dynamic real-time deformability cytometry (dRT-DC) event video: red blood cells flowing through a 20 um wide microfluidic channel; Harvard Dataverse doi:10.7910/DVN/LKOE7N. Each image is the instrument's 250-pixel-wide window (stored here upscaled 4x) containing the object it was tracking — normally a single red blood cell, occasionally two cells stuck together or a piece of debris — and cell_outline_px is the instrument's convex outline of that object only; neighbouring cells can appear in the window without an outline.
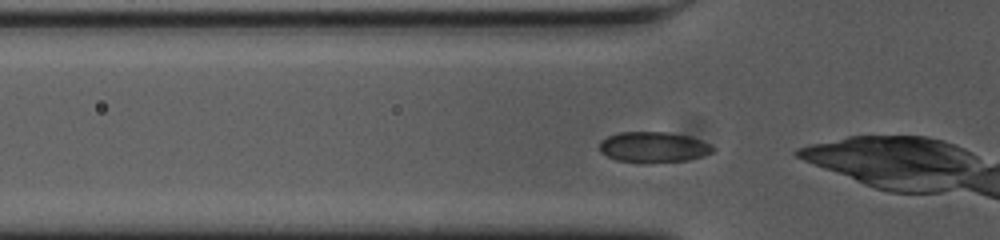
{"species": "common noctule bat (a hibernating species)", "species_latin": "Nyctalus noctula", "temperature_condition": "cold", "stored_images_in_passage": 29, "camera_frame_rate_fps": 3000, "um_per_image_px": 0.085, "animal": {"sex": "female", "body_mass_g": 23.0, "forearm_length_mm": 53.4}, "frame": {"image": 1, "passage_image": 2, "time_ms": 0.333, "image_size_px": [1000, 240], "cell_outline_px": [[716, 148], [712, 152], [688, 160], [644, 164], [616, 160], [600, 152], [600, 140], [608, 136], [620, 132], [664, 132], [688, 136], [712, 144]], "centroid_in_image_um": [55.52, 12.52], "position_along_channel_um": 70.3, "area_um2": 20.4}}
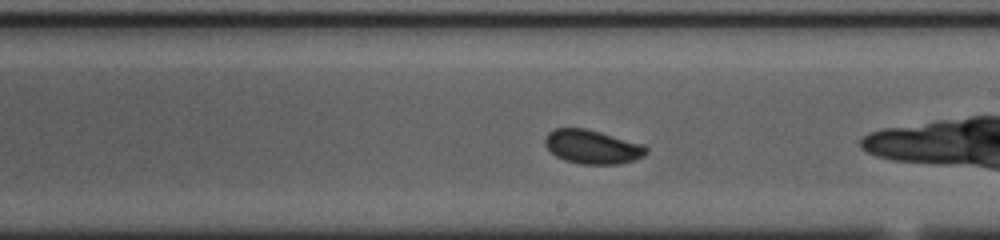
{"frame": {"image": 2, "passage_image": 16, "time_ms": 5.0, "image_size_px": [1000, 240], "cell_outline_px": [[648, 152], [644, 156], [636, 160], [620, 164], [580, 164], [564, 160], [556, 156], [544, 144], [544, 140], [548, 132], [556, 128], [584, 128], [600, 132], [644, 144], [648, 148]], "centroid_in_image_um": [50.37, 12.49], "position_along_channel_um": 238.6, "area_um2": 20.11}}
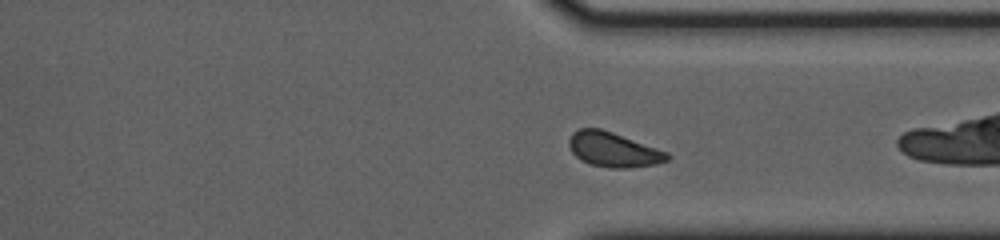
{"frame": {"image": 3, "passage_image": 26, "time_ms": 8.333, "image_size_px": [1000, 240], "cell_outline_px": [[672, 156], [668, 160], [656, 164], [628, 168], [612, 168], [592, 164], [580, 160], [572, 152], [568, 144], [568, 140], [572, 132], [580, 128], [600, 128], [612, 132], [668, 152]], "centroid_in_image_um": [52.13, 12.71], "position_along_channel_um": 359.3, "area_um2": 19.83}}